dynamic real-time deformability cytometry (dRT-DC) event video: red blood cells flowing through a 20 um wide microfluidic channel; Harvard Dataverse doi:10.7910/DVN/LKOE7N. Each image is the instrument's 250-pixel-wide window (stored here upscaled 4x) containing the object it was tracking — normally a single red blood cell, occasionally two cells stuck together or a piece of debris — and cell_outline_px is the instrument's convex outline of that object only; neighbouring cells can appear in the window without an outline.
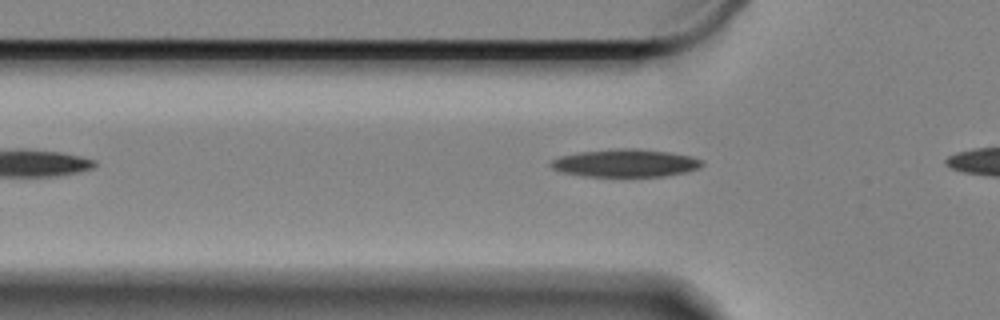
{"species": "Egyptian fruit bat (a non-hibernating species)", "species_latin": "Rousettus aegyptiacus", "temperature_condition": "cold", "stored_images_in_passage": 6, "camera_frame_rate_fps": 3000, "um_per_image_px": 0.085, "animal": {"sex": "female"}, "frame": {"image": 1, "passage_image": 4, "time_ms": 1.0, "image_size_px": [1000, 320], "cell_outline_px": [[704, 164], [700, 168], [684, 172], [664, 176], [584, 176], [564, 172], [552, 168], [548, 164], [552, 160], [560, 156], [580, 152], [616, 148], [636, 148], [668, 152], [688, 156], [700, 160]], "centroid_in_image_um": [53.13, 13.85], "position_along_channel_um": 72.7, "area_um2": 24.22}}